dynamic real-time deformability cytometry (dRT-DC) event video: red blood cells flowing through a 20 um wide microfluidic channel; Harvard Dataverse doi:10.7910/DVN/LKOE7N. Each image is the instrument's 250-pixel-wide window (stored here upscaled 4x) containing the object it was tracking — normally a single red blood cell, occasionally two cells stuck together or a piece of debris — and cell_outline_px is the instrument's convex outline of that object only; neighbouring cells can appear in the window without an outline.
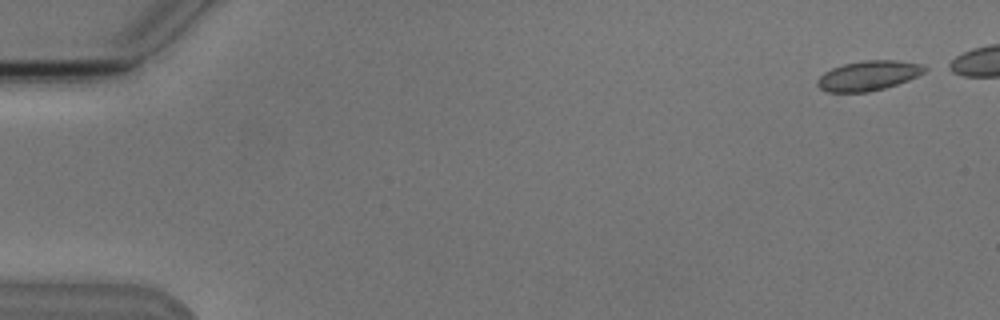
{"species": "Egyptian fruit bat (a non-hibernating species)", "species_latin": "Rousettus aegyptiacus", "temperature_condition": "cold", "stored_images_in_passage": 5, "camera_frame_rate_fps": 3000, "um_per_image_px": 0.085, "animal": {"sex": "male"}, "frame": {"image": 1, "passage_image": 1, "time_ms": 0.0, "image_size_px": [1000, 320], "cell_outline_px": [[932, 68], [908, 80], [884, 88], [868, 92], [828, 92], [820, 88], [816, 84], [816, 80], [824, 72], [832, 68], [844, 64], [864, 60], [896, 60], [924, 64]], "centroid_in_image_um": [73.84, 6.42], "position_along_channel_um": 11.2, "area_um2": 18.73}}